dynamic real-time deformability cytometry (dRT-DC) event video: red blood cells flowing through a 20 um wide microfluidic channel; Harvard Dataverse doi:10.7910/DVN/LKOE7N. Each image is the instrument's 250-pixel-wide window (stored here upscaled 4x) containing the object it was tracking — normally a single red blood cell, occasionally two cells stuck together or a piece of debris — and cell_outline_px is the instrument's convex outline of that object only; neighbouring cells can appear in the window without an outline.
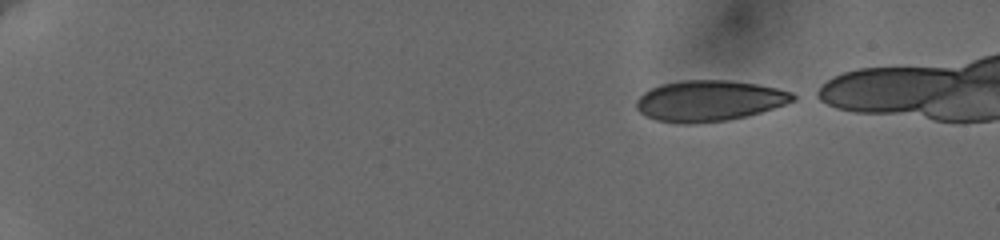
{"species": "human", "species_latin": "Homo sapiens", "temperature_condition": "cold", "stored_images_in_passage": 49, "camera_frame_rate_fps": 3000, "um_per_image_px": 0.085, "donor": {"sex": "female"}, "frame": {"image": 1, "passage_image": 1, "time_ms": 0.0, "image_size_px": [1000, 240], "cell_outline_px": [[800, 96], [796, 100], [760, 112], [728, 120], [692, 124], [684, 124], [656, 120], [640, 112], [636, 108], [636, 100], [644, 92], [660, 84], [684, 80], [728, 80], [756, 84], [776, 88], [792, 92]], "centroid_in_image_um": [60.29, 8.56], "position_along_channel_um": 24.7, "area_um2": 37.17}}
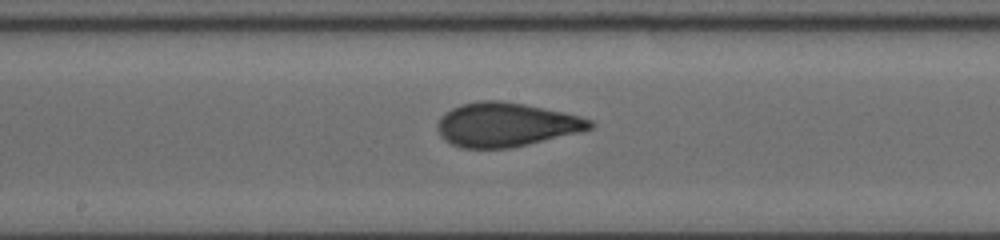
{"frame": {"image": 2, "passage_image": 27, "time_ms": 8.667, "image_size_px": [1000, 240], "cell_outline_px": [[596, 124], [592, 128], [576, 132], [508, 148], [464, 148], [452, 144], [444, 140], [440, 136], [436, 128], [436, 124], [440, 116], [452, 108], [460, 104], [480, 100], [500, 100], [524, 104], [564, 112], [580, 116], [592, 120]], "centroid_in_image_um": [42.95, 10.57], "position_along_channel_um": 205.2, "area_um2": 38.84}}
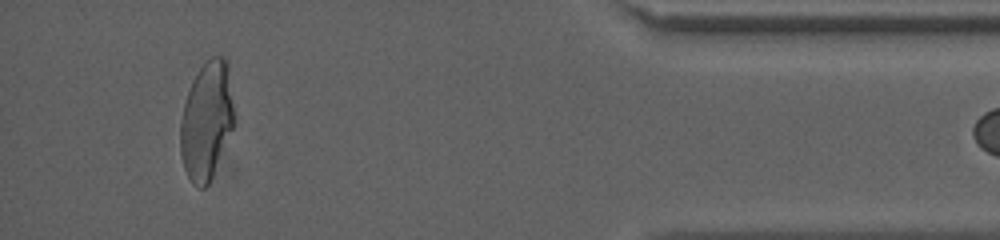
{"frame": {"image": 3, "passage_image": 48, "time_ms": 15.667, "image_size_px": [1000, 240], "cell_outline_px": [[236, 124], [212, 176], [208, 184], [204, 188], [200, 188], [192, 184], [184, 168], [180, 152], [180, 124], [184, 104], [188, 92], [200, 68], [212, 56], [224, 56], [228, 60], [236, 120]], "centroid_in_image_um": [17.6, 10.26], "position_along_channel_um": 417.6, "area_um2": 37.4}}